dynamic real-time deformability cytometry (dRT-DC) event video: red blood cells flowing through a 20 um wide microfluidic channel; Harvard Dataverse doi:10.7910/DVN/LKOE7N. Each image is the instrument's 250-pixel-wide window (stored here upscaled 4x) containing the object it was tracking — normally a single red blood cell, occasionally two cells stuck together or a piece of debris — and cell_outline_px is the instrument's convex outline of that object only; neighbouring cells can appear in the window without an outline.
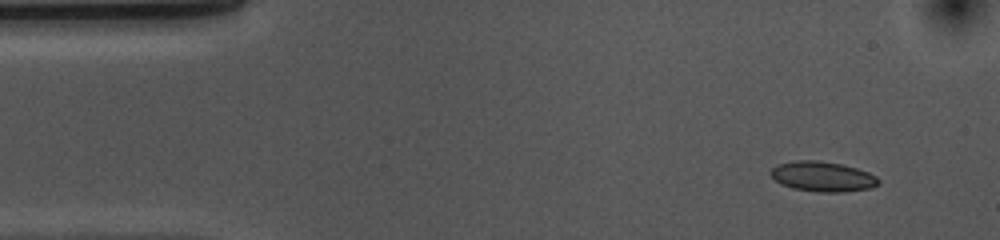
{"species": "common noctule bat (a hibernating species)", "species_latin": "Nyctalus noctula", "temperature_condition": "cold", "stored_images_in_passage": 50, "camera_frame_rate_fps": 3000, "um_per_image_px": 0.085, "animal": {"sex": "female", "body_mass_g": 10.0, "forearm_length_mm": 53.1}, "frame": {"image": 1, "passage_image": 1, "time_ms": 0.0, "image_size_px": [1000, 240], "cell_outline_px": [[880, 184], [872, 188], [844, 192], [820, 192], [792, 188], [780, 184], [768, 172], [772, 168], [780, 164], [796, 160], [820, 160], [840, 164], [856, 168], [868, 172], [876, 176], [880, 180]], "centroid_in_image_um": [69.94, 15.01], "position_along_channel_um": 15.1, "area_um2": 18.96}}
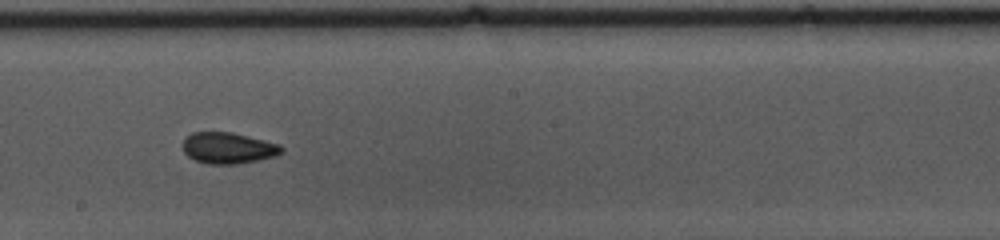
{"frame": {"image": 2, "passage_image": 25, "time_ms": 8.0, "image_size_px": [1000, 240], "cell_outline_px": [[284, 152], [276, 156], [260, 160], [236, 164], [208, 164], [196, 160], [188, 156], [184, 152], [180, 144], [184, 136], [192, 132], [232, 132], [280, 144], [284, 148]], "centroid_in_image_um": [19.38, 12.57], "position_along_channel_um": 228.8, "area_um2": 18.32}}
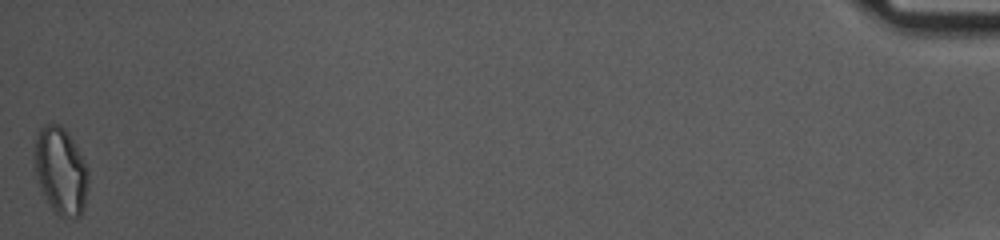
{"frame": {"image": 3, "passage_image": 50, "time_ms": 16.333, "image_size_px": [1000, 240], "cell_outline_px": [[88, 184], [84, 208], [80, 216], [76, 220], [64, 220], [52, 208], [40, 184], [32, 164], [32, 152], [40, 128], [44, 124], [60, 124], [64, 128], [72, 140], [88, 168]], "centroid_in_image_um": [5.16, 14.55], "position_along_channel_um": 430.0, "area_um2": 27.51}, "authors_computed_cell_mechanics": {"area_um2": 18.3515, "velocity_mm_per_s": 3.6679, "shape_relaxation_time_tau1_ms": 4.7515, "shape_relaxation_time_tau2_ms": 2.2221, "deformation_change_tau1": 0.0992, "deformation_change_tau2": 0.0639}}